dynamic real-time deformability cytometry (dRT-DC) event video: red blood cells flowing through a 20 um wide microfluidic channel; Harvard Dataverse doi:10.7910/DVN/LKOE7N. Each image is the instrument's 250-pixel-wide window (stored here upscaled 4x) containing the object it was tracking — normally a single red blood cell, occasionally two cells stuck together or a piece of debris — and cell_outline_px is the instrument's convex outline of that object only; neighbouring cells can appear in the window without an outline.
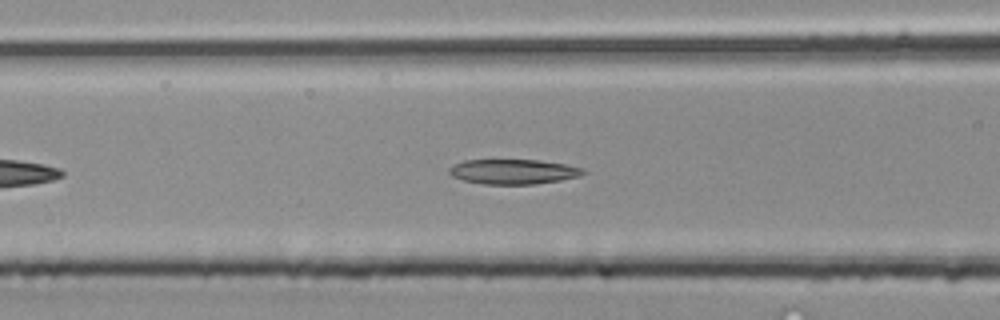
{"species": "common noctule bat (a hibernating species)", "species_latin": "Nyctalus noctula", "temperature_condition": "room temperature", "stored_images_in_passage": 31, "camera_frame_rate_fps": 3000, "um_per_image_px": 0.085, "animal": {"sex": "male", "body_mass_g": 20.4}, "frame": {"image": 1, "passage_image": 8, "time_ms": 2.333, "image_size_px": [1000, 320], "cell_outline_px": [[584, 172], [580, 176], [560, 180], [532, 184], [484, 184], [464, 180], [452, 176], [448, 172], [448, 168], [464, 160], [536, 160], [564, 164], [584, 168]], "centroid_in_image_um": [43.61, 14.59], "position_along_channel_um": 123.0, "area_um2": 19.19}}
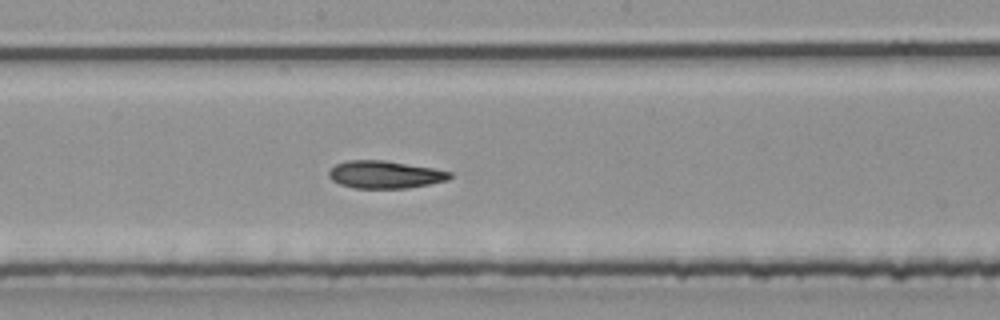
{"frame": {"image": 2, "passage_image": 14, "time_ms": 4.333, "image_size_px": [1000, 320], "cell_outline_px": [[452, 176], [448, 180], [408, 188], [352, 188], [340, 184], [332, 180], [328, 176], [328, 172], [336, 164], [344, 160], [384, 160], [432, 168], [452, 172]], "centroid_in_image_um": [32.7, 14.84], "position_along_channel_um": 215.5, "area_um2": 19.42}}
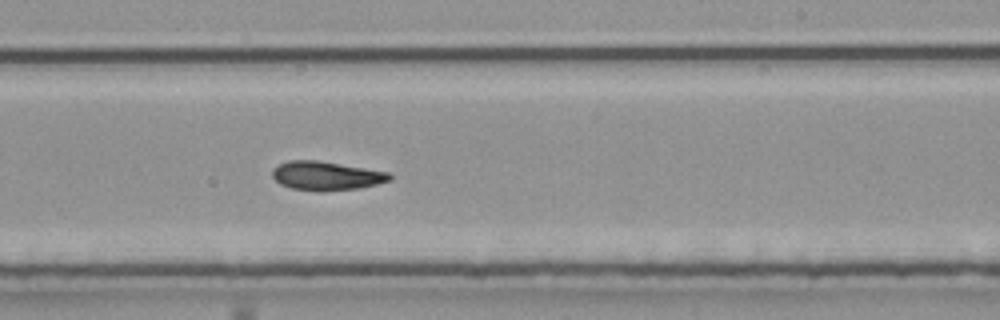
{"frame": {"image": 3, "passage_image": 17, "time_ms": 5.333, "image_size_px": [1000, 320], "cell_outline_px": [[392, 180], [376, 184], [356, 188], [324, 192], [316, 192], [292, 188], [280, 184], [272, 176], [272, 168], [276, 164], [288, 160], [316, 160], [388, 172], [392, 176]], "centroid_in_image_um": [27.68, 14.95], "position_along_channel_um": 261.3, "area_um2": 19.83}}